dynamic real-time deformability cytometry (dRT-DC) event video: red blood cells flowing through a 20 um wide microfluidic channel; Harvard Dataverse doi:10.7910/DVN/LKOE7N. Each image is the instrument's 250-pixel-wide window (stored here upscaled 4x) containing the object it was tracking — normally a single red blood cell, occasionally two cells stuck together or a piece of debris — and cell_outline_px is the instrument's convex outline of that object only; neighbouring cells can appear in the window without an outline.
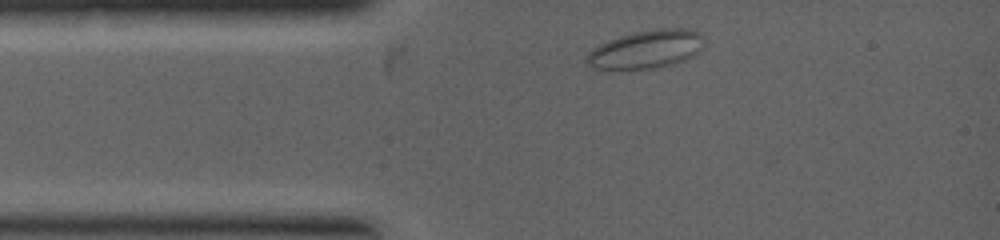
{"species": "common noctule bat (a hibernating species)", "species_latin": "Nyctalus noctula", "temperature_condition": "warm", "stored_images_in_passage": 3, "camera_frame_rate_fps": 5000, "um_per_image_px": 0.085, "animal": {"sex": "female", "body_mass_g": 19.0, "forearm_length_mm": 53.3}, "frame": {"image": 1, "passage_image": 1, "time_ms": 0.0, "image_size_px": [1000, 240], "cell_outline_px": [[704, 44], [692, 56], [684, 60], [672, 64], [652, 68], [596, 68], [588, 64], [588, 52], [592, 48], [608, 40], [632, 32], [656, 28], [688, 28], [700, 32], [704, 36]], "centroid_in_image_um": [54.98, 4.15], "position_along_channel_um": 30.0, "area_um2": 25.89}}
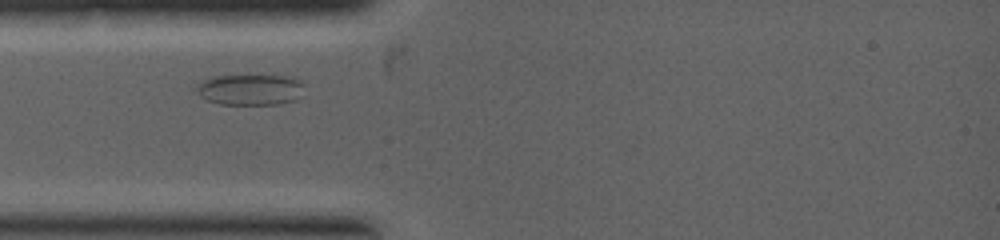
{"frame": {"image": 2, "passage_image": 2, "time_ms": 0.8, "image_size_px": [1000, 240], "cell_outline_px": [[304, 84], [296, 100], [276, 104], [220, 104], [208, 100], [200, 96], [196, 92], [196, 84], [212, 76], [296, 76]], "centroid_in_image_um": [21.26, 7.61], "position_along_channel_um": 63.7, "area_um2": 19.36}}